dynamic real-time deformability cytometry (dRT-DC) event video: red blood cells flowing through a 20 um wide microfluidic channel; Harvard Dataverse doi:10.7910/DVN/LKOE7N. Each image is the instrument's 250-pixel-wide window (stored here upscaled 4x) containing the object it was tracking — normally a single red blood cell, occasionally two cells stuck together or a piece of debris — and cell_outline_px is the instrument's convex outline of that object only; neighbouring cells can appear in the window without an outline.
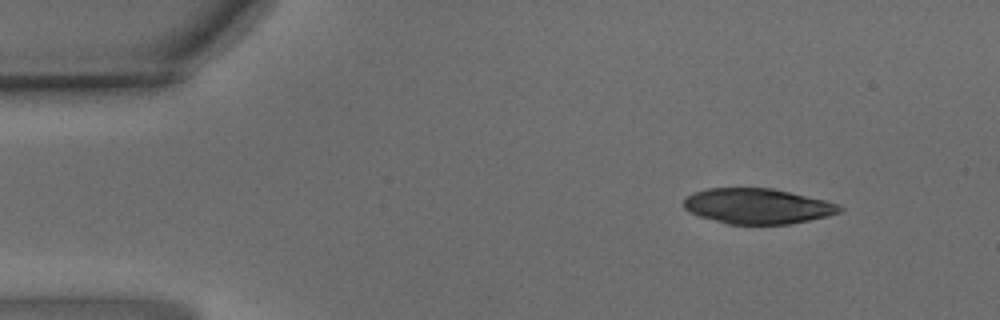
{"species": "common noctule bat (a hibernating species)", "species_latin": "Nyctalus noctula", "temperature_condition": "warm", "stored_images_in_passage": 54, "camera_frame_rate_fps": 3000, "um_per_image_px": 0.085, "animal": {"sex": "male", "body_mass_g": 15.6}, "frame": {"image": 1, "passage_image": 6, "time_ms": 1.667, "image_size_px": [1000, 320], "cell_outline_px": [[844, 208], [840, 212], [828, 216], [788, 224], [728, 224], [700, 216], [688, 212], [684, 208], [684, 200], [688, 196], [696, 192], [708, 188], [772, 188], [824, 200], [840, 204]], "centroid_in_image_um": [64.4, 17.52], "position_along_channel_um": 20.6, "area_um2": 31.91}}